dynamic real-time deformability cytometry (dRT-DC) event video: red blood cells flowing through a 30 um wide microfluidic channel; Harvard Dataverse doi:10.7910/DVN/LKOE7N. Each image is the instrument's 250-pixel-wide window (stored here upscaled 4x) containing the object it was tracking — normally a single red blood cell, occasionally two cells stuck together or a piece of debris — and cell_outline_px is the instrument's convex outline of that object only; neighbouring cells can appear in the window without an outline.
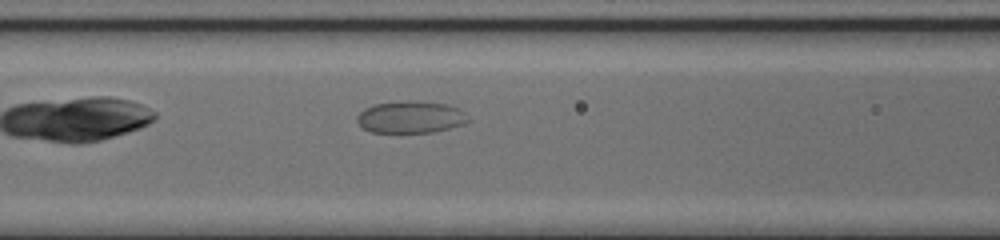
{"species": "common noctule bat (a hibernating species)", "species_latin": "Nyctalus noctula", "temperature_condition": "cold", "stored_images_in_passage": 21, "camera_frame_rate_fps": 3000, "um_per_image_px": 0.085, "animal": {"sex": "female", "body_mass_g": 17.0, "forearm_length_mm": 48.0}, "frame": {"image": 1, "passage_image": 7, "time_ms": 2.0, "image_size_px": [1000, 240], "cell_outline_px": [[468, 120], [464, 124], [432, 132], [372, 132], [364, 128], [356, 120], [356, 116], [364, 108], [376, 104], [408, 100], [448, 104], [464, 112]], "centroid_in_image_um": [34.88, 9.95], "position_along_channel_um": 131.7, "area_um2": 20.46}}